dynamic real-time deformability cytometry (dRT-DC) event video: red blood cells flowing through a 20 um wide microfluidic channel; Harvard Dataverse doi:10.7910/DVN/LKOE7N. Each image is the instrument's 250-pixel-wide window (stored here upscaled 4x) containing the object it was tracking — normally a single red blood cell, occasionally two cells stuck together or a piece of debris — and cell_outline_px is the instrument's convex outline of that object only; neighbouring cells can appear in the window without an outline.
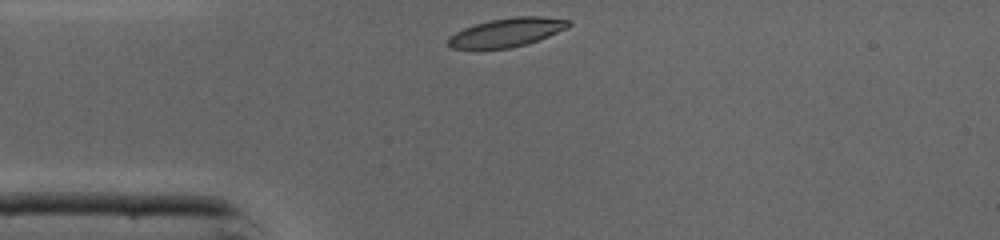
{"species": "common noctule bat (a hibernating species)", "species_latin": "Nyctalus noctula", "temperature_condition": "cold", "stored_images_in_passage": 26, "camera_frame_rate_fps": 3000, "um_per_image_px": 0.085, "animal": {"sex": "male", "body_mass_g": 19.0, "forearm_length_mm": 50.8}, "frame": {"image": 1, "passage_image": 1, "time_ms": 0.0, "image_size_px": [1000, 240], "cell_outline_px": [[572, 24], [568, 28], [528, 44], [512, 48], [452, 48], [448, 44], [448, 36], [464, 28], [476, 24], [492, 20], [512, 16], [540, 16], [572, 20]], "centroid_in_image_um": [43.14, 2.74], "position_along_channel_um": 41.9, "area_um2": 20.11}}
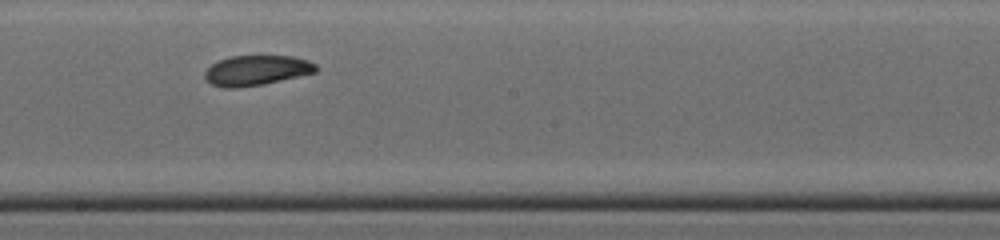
{"frame": {"image": 2, "passage_image": 15, "time_ms": 4.667, "image_size_px": [1000, 240], "cell_outline_px": [[320, 68], [316, 72], [300, 76], [264, 84], [236, 88], [220, 88], [212, 84], [204, 76], [204, 72], [212, 64], [220, 60], [232, 56], [292, 56], [308, 60], [316, 64]], "centroid_in_image_um": [21.83, 5.99], "position_along_channel_um": 226.4, "area_um2": 19.54}}
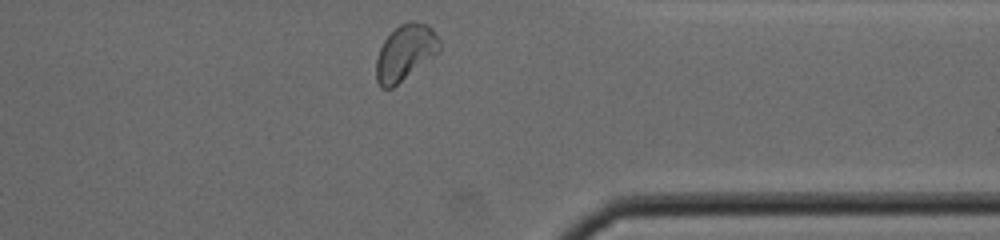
{"frame": {"image": 3, "passage_image": 26, "time_ms": 8.333, "image_size_px": [1000, 240], "cell_outline_px": [[440, 48], [432, 56], [392, 88], [380, 88], [376, 80], [376, 56], [384, 40], [400, 24], [408, 20], [416, 20], [428, 24], [432, 28], [440, 40]], "centroid_in_image_um": [34.42, 4.43], "position_along_channel_um": 377.0, "area_um2": 20.35}, "authors_computed_cell_mechanics": {"area_um2": 19.7965, "velocity_mm_per_s": 4.3238, "shape_relaxation_time_tau1_ms": 5.9541, "shape_relaxation_time_tau2_ms": 3.0696, "deformation_change_tau1": 0.16, "deformation_change_tau2": 0.077}}